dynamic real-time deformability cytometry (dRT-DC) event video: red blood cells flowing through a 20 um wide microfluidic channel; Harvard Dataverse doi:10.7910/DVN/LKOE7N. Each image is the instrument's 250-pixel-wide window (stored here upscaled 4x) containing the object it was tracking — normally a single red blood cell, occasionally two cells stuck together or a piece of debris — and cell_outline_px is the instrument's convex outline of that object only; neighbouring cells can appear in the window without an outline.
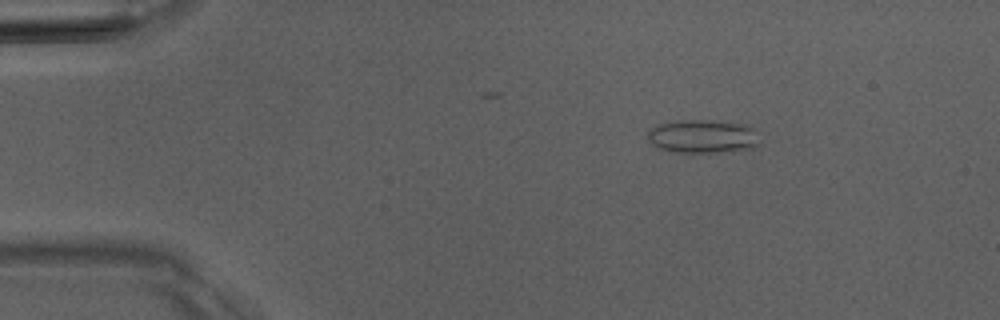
{"species": "Egyptian fruit bat (a non-hibernating species)", "species_latin": "Rousettus aegyptiacus", "temperature_condition": "room temperature", "stored_images_in_passage": 5, "camera_frame_rate_fps": 3000, "um_per_image_px": 0.085, "animal": {"sex": "male"}, "frame": {"image": 1, "passage_image": 3, "time_ms": 2.333, "image_size_px": [1000, 320], "cell_outline_px": [[760, 144], [756, 148], [728, 152], [672, 152], [660, 148], [652, 144], [648, 140], [648, 132], [656, 124], [676, 120], [712, 120], [748, 124], [760, 128]], "centroid_in_image_um": [59.86, 11.58], "position_along_channel_um": 25.1, "area_um2": 22.72}}